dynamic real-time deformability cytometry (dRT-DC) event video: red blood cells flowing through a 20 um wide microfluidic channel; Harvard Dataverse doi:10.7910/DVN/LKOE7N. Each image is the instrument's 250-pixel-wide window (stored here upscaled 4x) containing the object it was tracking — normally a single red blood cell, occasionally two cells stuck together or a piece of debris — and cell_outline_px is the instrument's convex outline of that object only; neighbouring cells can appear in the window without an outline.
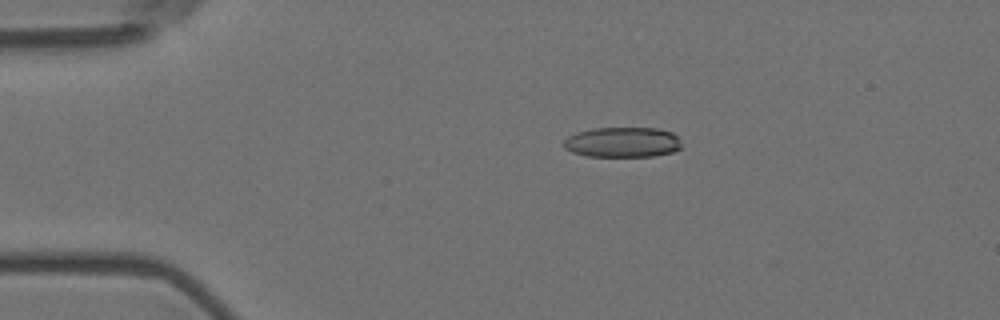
{"species": "Egyptian fruit bat (a non-hibernating species)", "species_latin": "Rousettus aegyptiacus", "temperature_condition": "room temperature", "stored_images_in_passage": 57, "camera_frame_rate_fps": 3000, "um_per_image_px": 0.085, "animal": {"sex": "female"}, "frame": {"image": 1, "passage_image": 12, "time_ms": 3.667, "image_size_px": [1000, 320], "cell_outline_px": [[680, 148], [672, 152], [652, 156], [588, 156], [572, 152], [564, 148], [564, 140], [568, 136], [576, 132], [592, 128], [660, 128], [672, 132], [680, 140]], "centroid_in_image_um": [52.9, 12.08], "position_along_channel_um": 32.1, "area_um2": 20.75}}
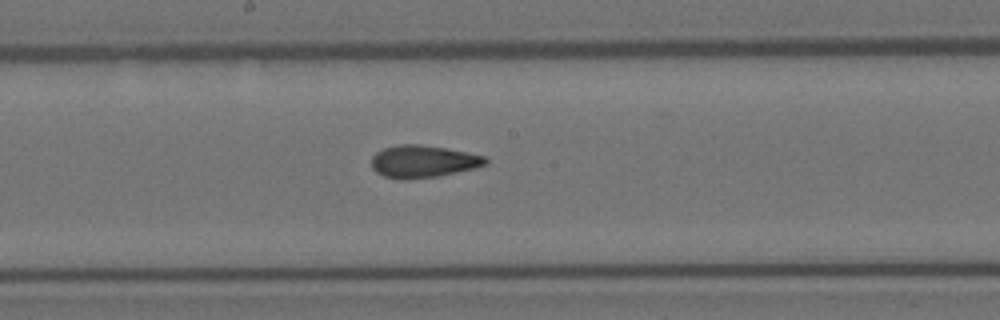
{"frame": {"image": 2, "passage_image": 31, "time_ms": 10.0, "image_size_px": [1000, 320], "cell_outline_px": [[488, 164], [476, 168], [436, 176], [404, 180], [400, 180], [384, 176], [376, 172], [372, 168], [372, 156], [376, 152], [384, 148], [400, 144], [420, 144], [444, 148], [484, 156], [488, 160]], "centroid_in_image_um": [35.94, 13.73], "position_along_channel_um": 212.3, "area_um2": 21.39}}
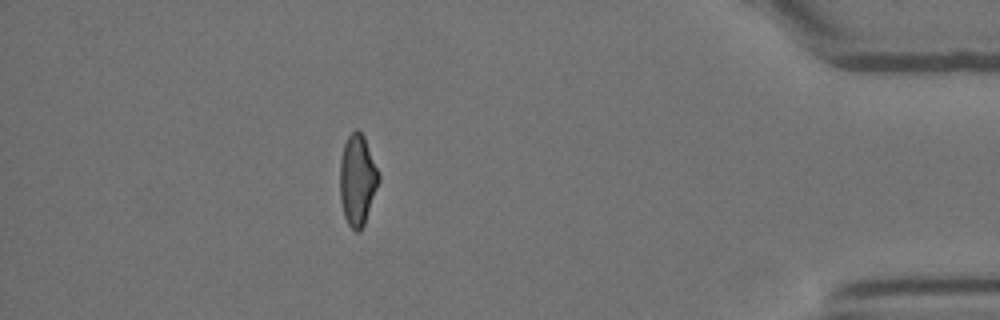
{"frame": {"image": 3, "passage_image": 51, "time_ms": 16.667, "image_size_px": [1000, 320], "cell_outline_px": [[380, 180], [364, 224], [360, 232], [356, 232], [348, 224], [344, 216], [340, 200], [340, 160], [344, 144], [348, 136], [356, 128], [364, 136], [380, 176]], "centroid_in_image_um": [30.37, 15.31], "position_along_channel_um": 404.8, "area_um2": 20.46}, "authors_computed_cell_mechanics": {"area_um2": 21.2704, "velocity_mm_per_s": 3.5916, "shape_relaxation_time_tau1_ms": null, "shape_relaxation_time_tau2_ms": 2.3405, "deformation_change_tau1": null, "deformation_change_tau2": 0.0967}}